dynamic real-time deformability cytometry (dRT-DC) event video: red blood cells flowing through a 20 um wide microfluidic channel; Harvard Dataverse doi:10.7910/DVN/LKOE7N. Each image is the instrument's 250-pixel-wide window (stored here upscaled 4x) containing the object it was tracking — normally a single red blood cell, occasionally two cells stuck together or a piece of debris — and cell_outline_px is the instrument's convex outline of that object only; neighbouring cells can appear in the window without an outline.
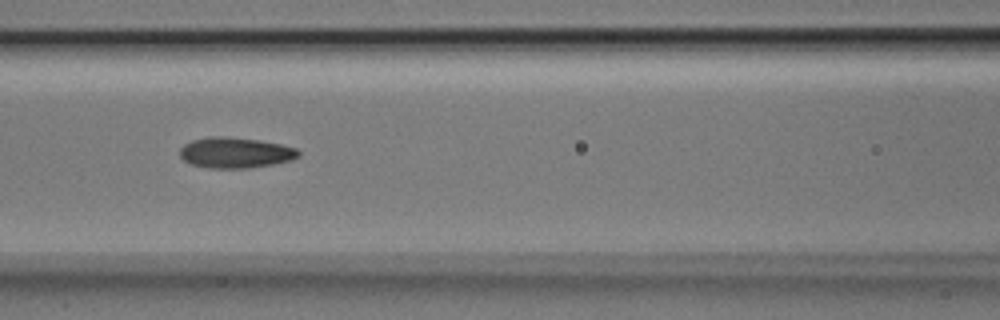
{"species": "Egyptian fruit bat (a non-hibernating species)", "species_latin": "Rousettus aegyptiacus", "temperature_condition": "room temperature", "stored_images_in_passage": 20, "camera_frame_rate_fps": 3000, "um_per_image_px": 0.085, "animal": {"sex": "male"}, "frame": {"image": 1, "passage_image": 12, "time_ms": 3.667, "image_size_px": [1000, 320], "cell_outline_px": [[300, 156], [292, 160], [272, 164], [248, 168], [208, 168], [192, 164], [184, 160], [180, 156], [180, 148], [184, 144], [192, 140], [208, 136], [228, 136], [260, 140], [280, 144], [296, 148], [300, 152]], "centroid_in_image_um": [20.0, 12.97], "position_along_channel_um": 146.6, "area_um2": 21.33}}